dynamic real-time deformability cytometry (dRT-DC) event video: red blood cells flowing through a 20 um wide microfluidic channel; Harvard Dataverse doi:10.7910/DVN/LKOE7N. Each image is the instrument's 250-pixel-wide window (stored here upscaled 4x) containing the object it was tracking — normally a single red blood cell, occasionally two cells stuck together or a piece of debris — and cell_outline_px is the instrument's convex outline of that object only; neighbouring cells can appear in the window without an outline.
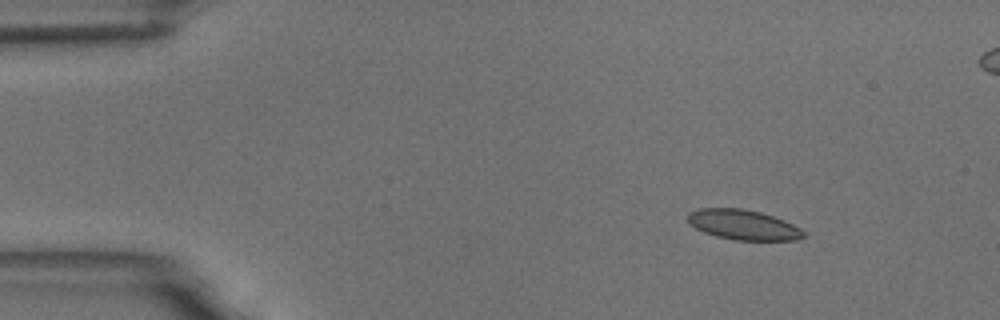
{"species": "common noctule bat (a hibernating species)", "species_latin": "Nyctalus noctula", "temperature_condition": "room temperature", "stored_images_in_passage": 9, "camera_frame_rate_fps": 3000, "um_per_image_px": 0.085, "animal": {"sex": "male", "body_mass_g": 18.8}, "frame": {"image": 1, "passage_image": 1, "time_ms": 0.0, "image_size_px": [1000, 320], "cell_outline_px": [[804, 236], [796, 240], [736, 240], [716, 236], [704, 232], [688, 224], [684, 216], [688, 212], [696, 208], [740, 208], [760, 212], [784, 220], [800, 228], [804, 232]], "centroid_in_image_um": [63.09, 19.09], "position_along_channel_um": 21.9, "area_um2": 20.4}}
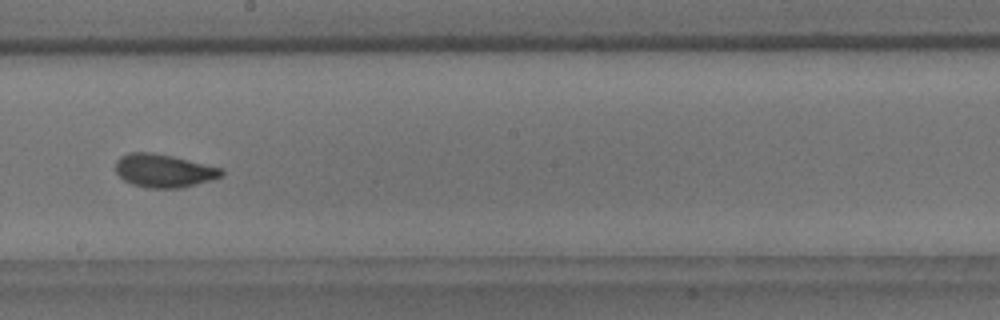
{"frame": {"image": 2, "passage_image": 8, "time_ms": 8.333, "image_size_px": [1000, 320], "cell_outline_px": [[224, 176], [212, 180], [180, 188], [144, 188], [132, 184], [124, 180], [116, 172], [116, 160], [120, 156], [128, 152], [152, 152], [172, 156], [224, 168]], "centroid_in_image_um": [13.94, 14.51], "position_along_channel_um": 234.3, "area_um2": 20.75}}
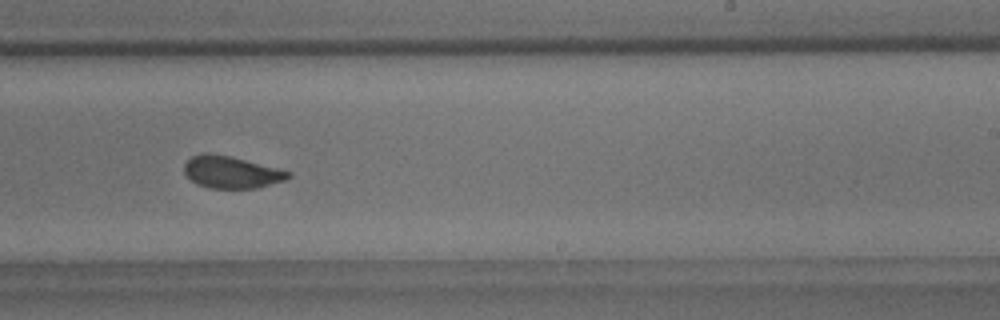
{"frame": {"image": 3, "passage_image": 9, "time_ms": 9.333, "image_size_px": [1000, 320], "cell_outline_px": [[292, 176], [284, 180], [256, 188], [208, 188], [196, 184], [184, 172], [184, 164], [192, 156], [204, 152], [208, 152], [232, 156], [292, 172]], "centroid_in_image_um": [19.65, 14.62], "position_along_channel_um": 269.4, "area_um2": 19.48}}